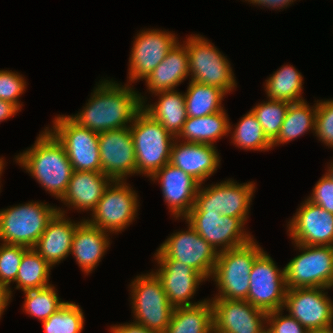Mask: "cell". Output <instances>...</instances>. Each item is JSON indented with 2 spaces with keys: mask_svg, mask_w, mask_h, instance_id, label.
<instances>
[{
  "mask_svg": "<svg viewBox=\"0 0 333 333\" xmlns=\"http://www.w3.org/2000/svg\"><path fill=\"white\" fill-rule=\"evenodd\" d=\"M21 110L14 104L0 99V124L16 116Z\"/></svg>",
  "mask_w": 333,
  "mask_h": 333,
  "instance_id": "obj_45",
  "label": "cell"
},
{
  "mask_svg": "<svg viewBox=\"0 0 333 333\" xmlns=\"http://www.w3.org/2000/svg\"><path fill=\"white\" fill-rule=\"evenodd\" d=\"M153 260L157 268L152 271L160 279L167 299L173 307L192 306L206 299L192 301L199 285L207 280L191 266L174 259Z\"/></svg>",
  "mask_w": 333,
  "mask_h": 333,
  "instance_id": "obj_20",
  "label": "cell"
},
{
  "mask_svg": "<svg viewBox=\"0 0 333 333\" xmlns=\"http://www.w3.org/2000/svg\"><path fill=\"white\" fill-rule=\"evenodd\" d=\"M57 292L53 284L40 289L23 291L25 297L22 311L38 319L39 322L45 321L65 303Z\"/></svg>",
  "mask_w": 333,
  "mask_h": 333,
  "instance_id": "obj_35",
  "label": "cell"
},
{
  "mask_svg": "<svg viewBox=\"0 0 333 333\" xmlns=\"http://www.w3.org/2000/svg\"><path fill=\"white\" fill-rule=\"evenodd\" d=\"M6 160H5V158L2 156V157H0V190L2 191V189H1V176L3 175L2 173L4 172V169H5V167H6ZM1 191H0V193H1Z\"/></svg>",
  "mask_w": 333,
  "mask_h": 333,
  "instance_id": "obj_49",
  "label": "cell"
},
{
  "mask_svg": "<svg viewBox=\"0 0 333 333\" xmlns=\"http://www.w3.org/2000/svg\"><path fill=\"white\" fill-rule=\"evenodd\" d=\"M256 185L254 181L239 183L233 178L215 184H200L189 212H218L229 217L249 218Z\"/></svg>",
  "mask_w": 333,
  "mask_h": 333,
  "instance_id": "obj_9",
  "label": "cell"
},
{
  "mask_svg": "<svg viewBox=\"0 0 333 333\" xmlns=\"http://www.w3.org/2000/svg\"><path fill=\"white\" fill-rule=\"evenodd\" d=\"M295 1L296 0H244L243 2H248L252 4L253 7L259 6L261 9L268 8L269 10H279L280 12L281 10L283 11V8L286 9L291 6V4H294Z\"/></svg>",
  "mask_w": 333,
  "mask_h": 333,
  "instance_id": "obj_44",
  "label": "cell"
},
{
  "mask_svg": "<svg viewBox=\"0 0 333 333\" xmlns=\"http://www.w3.org/2000/svg\"><path fill=\"white\" fill-rule=\"evenodd\" d=\"M187 224L185 230L174 231L153 254L154 259H174L191 266L207 281L215 268L218 252L193 227Z\"/></svg>",
  "mask_w": 333,
  "mask_h": 333,
  "instance_id": "obj_11",
  "label": "cell"
},
{
  "mask_svg": "<svg viewBox=\"0 0 333 333\" xmlns=\"http://www.w3.org/2000/svg\"><path fill=\"white\" fill-rule=\"evenodd\" d=\"M184 95L187 117H203L225 109L222 103L227 94L218 87L189 80Z\"/></svg>",
  "mask_w": 333,
  "mask_h": 333,
  "instance_id": "obj_32",
  "label": "cell"
},
{
  "mask_svg": "<svg viewBox=\"0 0 333 333\" xmlns=\"http://www.w3.org/2000/svg\"><path fill=\"white\" fill-rule=\"evenodd\" d=\"M112 234L89 224L85 219L77 226L73 238L71 255L80 270L90 275L111 246Z\"/></svg>",
  "mask_w": 333,
  "mask_h": 333,
  "instance_id": "obj_25",
  "label": "cell"
},
{
  "mask_svg": "<svg viewBox=\"0 0 333 333\" xmlns=\"http://www.w3.org/2000/svg\"><path fill=\"white\" fill-rule=\"evenodd\" d=\"M286 225L292 243L333 246V214L306 197Z\"/></svg>",
  "mask_w": 333,
  "mask_h": 333,
  "instance_id": "obj_18",
  "label": "cell"
},
{
  "mask_svg": "<svg viewBox=\"0 0 333 333\" xmlns=\"http://www.w3.org/2000/svg\"><path fill=\"white\" fill-rule=\"evenodd\" d=\"M190 80L223 90L227 95L237 88V81L228 60L214 43L200 34L186 36Z\"/></svg>",
  "mask_w": 333,
  "mask_h": 333,
  "instance_id": "obj_5",
  "label": "cell"
},
{
  "mask_svg": "<svg viewBox=\"0 0 333 333\" xmlns=\"http://www.w3.org/2000/svg\"><path fill=\"white\" fill-rule=\"evenodd\" d=\"M27 79L23 74L12 70H0V99L11 102L16 105L20 110L22 109L23 102L21 96L25 93L27 88Z\"/></svg>",
  "mask_w": 333,
  "mask_h": 333,
  "instance_id": "obj_39",
  "label": "cell"
},
{
  "mask_svg": "<svg viewBox=\"0 0 333 333\" xmlns=\"http://www.w3.org/2000/svg\"><path fill=\"white\" fill-rule=\"evenodd\" d=\"M150 96H157L158 100L153 104L150 101L149 104L147 96L140 94L142 109L176 138L187 119L184 92L176 89L156 92Z\"/></svg>",
  "mask_w": 333,
  "mask_h": 333,
  "instance_id": "obj_27",
  "label": "cell"
},
{
  "mask_svg": "<svg viewBox=\"0 0 333 333\" xmlns=\"http://www.w3.org/2000/svg\"><path fill=\"white\" fill-rule=\"evenodd\" d=\"M310 105L306 100L290 103L277 138L272 142V148L288 144L308 132L315 134V116L317 101Z\"/></svg>",
  "mask_w": 333,
  "mask_h": 333,
  "instance_id": "obj_30",
  "label": "cell"
},
{
  "mask_svg": "<svg viewBox=\"0 0 333 333\" xmlns=\"http://www.w3.org/2000/svg\"><path fill=\"white\" fill-rule=\"evenodd\" d=\"M284 310H276L267 313V332L266 333H308L295 318L286 313Z\"/></svg>",
  "mask_w": 333,
  "mask_h": 333,
  "instance_id": "obj_41",
  "label": "cell"
},
{
  "mask_svg": "<svg viewBox=\"0 0 333 333\" xmlns=\"http://www.w3.org/2000/svg\"><path fill=\"white\" fill-rule=\"evenodd\" d=\"M314 136L327 148L333 149V98L317 99Z\"/></svg>",
  "mask_w": 333,
  "mask_h": 333,
  "instance_id": "obj_40",
  "label": "cell"
},
{
  "mask_svg": "<svg viewBox=\"0 0 333 333\" xmlns=\"http://www.w3.org/2000/svg\"><path fill=\"white\" fill-rule=\"evenodd\" d=\"M221 159L215 145L183 142L175 138L169 163L192 176L200 184H204L214 176L221 165Z\"/></svg>",
  "mask_w": 333,
  "mask_h": 333,
  "instance_id": "obj_22",
  "label": "cell"
},
{
  "mask_svg": "<svg viewBox=\"0 0 333 333\" xmlns=\"http://www.w3.org/2000/svg\"><path fill=\"white\" fill-rule=\"evenodd\" d=\"M306 198L333 214V180L324 173Z\"/></svg>",
  "mask_w": 333,
  "mask_h": 333,
  "instance_id": "obj_42",
  "label": "cell"
},
{
  "mask_svg": "<svg viewBox=\"0 0 333 333\" xmlns=\"http://www.w3.org/2000/svg\"><path fill=\"white\" fill-rule=\"evenodd\" d=\"M136 155V175L151 178L170 162L175 137L141 109L129 126Z\"/></svg>",
  "mask_w": 333,
  "mask_h": 333,
  "instance_id": "obj_4",
  "label": "cell"
},
{
  "mask_svg": "<svg viewBox=\"0 0 333 333\" xmlns=\"http://www.w3.org/2000/svg\"><path fill=\"white\" fill-rule=\"evenodd\" d=\"M175 220L188 222L218 253L255 238L247 230L248 218L229 217L218 212H189L183 219Z\"/></svg>",
  "mask_w": 333,
  "mask_h": 333,
  "instance_id": "obj_14",
  "label": "cell"
},
{
  "mask_svg": "<svg viewBox=\"0 0 333 333\" xmlns=\"http://www.w3.org/2000/svg\"><path fill=\"white\" fill-rule=\"evenodd\" d=\"M182 41L178 40L173 45L165 59L144 80L149 94L176 90L186 79H190L186 39Z\"/></svg>",
  "mask_w": 333,
  "mask_h": 333,
  "instance_id": "obj_26",
  "label": "cell"
},
{
  "mask_svg": "<svg viewBox=\"0 0 333 333\" xmlns=\"http://www.w3.org/2000/svg\"><path fill=\"white\" fill-rule=\"evenodd\" d=\"M216 333H266L267 312L247 300L210 299Z\"/></svg>",
  "mask_w": 333,
  "mask_h": 333,
  "instance_id": "obj_19",
  "label": "cell"
},
{
  "mask_svg": "<svg viewBox=\"0 0 333 333\" xmlns=\"http://www.w3.org/2000/svg\"><path fill=\"white\" fill-rule=\"evenodd\" d=\"M228 116L227 110L223 109L203 117H187L176 138L183 142L216 145L224 136H229Z\"/></svg>",
  "mask_w": 333,
  "mask_h": 333,
  "instance_id": "obj_28",
  "label": "cell"
},
{
  "mask_svg": "<svg viewBox=\"0 0 333 333\" xmlns=\"http://www.w3.org/2000/svg\"><path fill=\"white\" fill-rule=\"evenodd\" d=\"M149 180L161 187L162 196L172 219H183L195 203L200 183L186 172L167 163Z\"/></svg>",
  "mask_w": 333,
  "mask_h": 333,
  "instance_id": "obj_21",
  "label": "cell"
},
{
  "mask_svg": "<svg viewBox=\"0 0 333 333\" xmlns=\"http://www.w3.org/2000/svg\"><path fill=\"white\" fill-rule=\"evenodd\" d=\"M85 321L82 307L76 302L65 301L55 313L41 323L44 333H81Z\"/></svg>",
  "mask_w": 333,
  "mask_h": 333,
  "instance_id": "obj_36",
  "label": "cell"
},
{
  "mask_svg": "<svg viewBox=\"0 0 333 333\" xmlns=\"http://www.w3.org/2000/svg\"><path fill=\"white\" fill-rule=\"evenodd\" d=\"M263 251L253 238L242 246L219 252L210 278L216 284L218 293L209 299L247 300L251 268Z\"/></svg>",
  "mask_w": 333,
  "mask_h": 333,
  "instance_id": "obj_3",
  "label": "cell"
},
{
  "mask_svg": "<svg viewBox=\"0 0 333 333\" xmlns=\"http://www.w3.org/2000/svg\"><path fill=\"white\" fill-rule=\"evenodd\" d=\"M290 102L271 100L256 103L251 111L262 126L267 139L272 143L278 136Z\"/></svg>",
  "mask_w": 333,
  "mask_h": 333,
  "instance_id": "obj_37",
  "label": "cell"
},
{
  "mask_svg": "<svg viewBox=\"0 0 333 333\" xmlns=\"http://www.w3.org/2000/svg\"><path fill=\"white\" fill-rule=\"evenodd\" d=\"M28 249L23 245L0 242V283L9 288L11 297L14 296L11 285L16 281L21 259Z\"/></svg>",
  "mask_w": 333,
  "mask_h": 333,
  "instance_id": "obj_38",
  "label": "cell"
},
{
  "mask_svg": "<svg viewBox=\"0 0 333 333\" xmlns=\"http://www.w3.org/2000/svg\"><path fill=\"white\" fill-rule=\"evenodd\" d=\"M109 333H158L156 331H152L147 329L141 324L132 322H126L121 324H114L109 326Z\"/></svg>",
  "mask_w": 333,
  "mask_h": 333,
  "instance_id": "obj_43",
  "label": "cell"
},
{
  "mask_svg": "<svg viewBox=\"0 0 333 333\" xmlns=\"http://www.w3.org/2000/svg\"><path fill=\"white\" fill-rule=\"evenodd\" d=\"M213 307L207 297L192 306L174 307L170 323L164 333H212Z\"/></svg>",
  "mask_w": 333,
  "mask_h": 333,
  "instance_id": "obj_29",
  "label": "cell"
},
{
  "mask_svg": "<svg viewBox=\"0 0 333 333\" xmlns=\"http://www.w3.org/2000/svg\"><path fill=\"white\" fill-rule=\"evenodd\" d=\"M11 300L13 299L10 295L9 288L6 285L0 283V320L4 314V311H6L8 308Z\"/></svg>",
  "mask_w": 333,
  "mask_h": 333,
  "instance_id": "obj_46",
  "label": "cell"
},
{
  "mask_svg": "<svg viewBox=\"0 0 333 333\" xmlns=\"http://www.w3.org/2000/svg\"><path fill=\"white\" fill-rule=\"evenodd\" d=\"M31 178L56 200L65 194L73 172L62 144L45 127L34 144L13 158Z\"/></svg>",
  "mask_w": 333,
  "mask_h": 333,
  "instance_id": "obj_2",
  "label": "cell"
},
{
  "mask_svg": "<svg viewBox=\"0 0 333 333\" xmlns=\"http://www.w3.org/2000/svg\"><path fill=\"white\" fill-rule=\"evenodd\" d=\"M109 78L101 77L82 109L68 115L80 127L98 134L129 127L142 109L140 94L143 93L137 91L134 85H122Z\"/></svg>",
  "mask_w": 333,
  "mask_h": 333,
  "instance_id": "obj_1",
  "label": "cell"
},
{
  "mask_svg": "<svg viewBox=\"0 0 333 333\" xmlns=\"http://www.w3.org/2000/svg\"><path fill=\"white\" fill-rule=\"evenodd\" d=\"M326 166H327V167H326L325 174H326V176H328L331 180H333V159H332L331 162H329Z\"/></svg>",
  "mask_w": 333,
  "mask_h": 333,
  "instance_id": "obj_48",
  "label": "cell"
},
{
  "mask_svg": "<svg viewBox=\"0 0 333 333\" xmlns=\"http://www.w3.org/2000/svg\"><path fill=\"white\" fill-rule=\"evenodd\" d=\"M79 220L74 221L67 214L57 211L33 247L52 268L70 256L74 232L84 218Z\"/></svg>",
  "mask_w": 333,
  "mask_h": 333,
  "instance_id": "obj_24",
  "label": "cell"
},
{
  "mask_svg": "<svg viewBox=\"0 0 333 333\" xmlns=\"http://www.w3.org/2000/svg\"><path fill=\"white\" fill-rule=\"evenodd\" d=\"M136 192L126 181L113 180L91 212L90 218L84 219L110 234L124 232L138 216L141 204Z\"/></svg>",
  "mask_w": 333,
  "mask_h": 333,
  "instance_id": "obj_8",
  "label": "cell"
},
{
  "mask_svg": "<svg viewBox=\"0 0 333 333\" xmlns=\"http://www.w3.org/2000/svg\"><path fill=\"white\" fill-rule=\"evenodd\" d=\"M234 128L229 122V135L231 145L245 151H271L272 143L265 136L262 126L251 110L242 115Z\"/></svg>",
  "mask_w": 333,
  "mask_h": 333,
  "instance_id": "obj_33",
  "label": "cell"
},
{
  "mask_svg": "<svg viewBox=\"0 0 333 333\" xmlns=\"http://www.w3.org/2000/svg\"><path fill=\"white\" fill-rule=\"evenodd\" d=\"M112 181L102 172L73 170L67 190L60 200L67 209L57 206V211L67 214L74 209L78 213L88 211L91 214Z\"/></svg>",
  "mask_w": 333,
  "mask_h": 333,
  "instance_id": "obj_23",
  "label": "cell"
},
{
  "mask_svg": "<svg viewBox=\"0 0 333 333\" xmlns=\"http://www.w3.org/2000/svg\"><path fill=\"white\" fill-rule=\"evenodd\" d=\"M57 212V205L28 201L0 209V241L33 248Z\"/></svg>",
  "mask_w": 333,
  "mask_h": 333,
  "instance_id": "obj_7",
  "label": "cell"
},
{
  "mask_svg": "<svg viewBox=\"0 0 333 333\" xmlns=\"http://www.w3.org/2000/svg\"><path fill=\"white\" fill-rule=\"evenodd\" d=\"M308 333H333V325L324 328L313 329Z\"/></svg>",
  "mask_w": 333,
  "mask_h": 333,
  "instance_id": "obj_47",
  "label": "cell"
},
{
  "mask_svg": "<svg viewBox=\"0 0 333 333\" xmlns=\"http://www.w3.org/2000/svg\"><path fill=\"white\" fill-rule=\"evenodd\" d=\"M101 172L116 181L136 176V155L130 127L98 134Z\"/></svg>",
  "mask_w": 333,
  "mask_h": 333,
  "instance_id": "obj_17",
  "label": "cell"
},
{
  "mask_svg": "<svg viewBox=\"0 0 333 333\" xmlns=\"http://www.w3.org/2000/svg\"><path fill=\"white\" fill-rule=\"evenodd\" d=\"M53 269L33 248H29L20 262V267L14 282L15 290L27 291L44 288L50 282Z\"/></svg>",
  "mask_w": 333,
  "mask_h": 333,
  "instance_id": "obj_34",
  "label": "cell"
},
{
  "mask_svg": "<svg viewBox=\"0 0 333 333\" xmlns=\"http://www.w3.org/2000/svg\"><path fill=\"white\" fill-rule=\"evenodd\" d=\"M133 321L149 330L164 333L174 307L169 303L163 285L151 270L138 274L128 286Z\"/></svg>",
  "mask_w": 333,
  "mask_h": 333,
  "instance_id": "obj_6",
  "label": "cell"
},
{
  "mask_svg": "<svg viewBox=\"0 0 333 333\" xmlns=\"http://www.w3.org/2000/svg\"><path fill=\"white\" fill-rule=\"evenodd\" d=\"M267 251L254 261L247 301L265 312L281 310L286 297L285 268H279Z\"/></svg>",
  "mask_w": 333,
  "mask_h": 333,
  "instance_id": "obj_15",
  "label": "cell"
},
{
  "mask_svg": "<svg viewBox=\"0 0 333 333\" xmlns=\"http://www.w3.org/2000/svg\"><path fill=\"white\" fill-rule=\"evenodd\" d=\"M330 288L287 289L282 310L295 318L308 331L333 325V301Z\"/></svg>",
  "mask_w": 333,
  "mask_h": 333,
  "instance_id": "obj_16",
  "label": "cell"
},
{
  "mask_svg": "<svg viewBox=\"0 0 333 333\" xmlns=\"http://www.w3.org/2000/svg\"><path fill=\"white\" fill-rule=\"evenodd\" d=\"M300 253L285 266L287 289L333 288V246L292 243Z\"/></svg>",
  "mask_w": 333,
  "mask_h": 333,
  "instance_id": "obj_10",
  "label": "cell"
},
{
  "mask_svg": "<svg viewBox=\"0 0 333 333\" xmlns=\"http://www.w3.org/2000/svg\"><path fill=\"white\" fill-rule=\"evenodd\" d=\"M46 128L62 144L75 171L101 172L98 133L80 127L68 114H57Z\"/></svg>",
  "mask_w": 333,
  "mask_h": 333,
  "instance_id": "obj_12",
  "label": "cell"
},
{
  "mask_svg": "<svg viewBox=\"0 0 333 333\" xmlns=\"http://www.w3.org/2000/svg\"><path fill=\"white\" fill-rule=\"evenodd\" d=\"M173 31L146 28L137 31L129 56L127 82L134 84L145 80L165 59L168 51L179 40ZM140 80V81H139Z\"/></svg>",
  "mask_w": 333,
  "mask_h": 333,
  "instance_id": "obj_13",
  "label": "cell"
},
{
  "mask_svg": "<svg viewBox=\"0 0 333 333\" xmlns=\"http://www.w3.org/2000/svg\"><path fill=\"white\" fill-rule=\"evenodd\" d=\"M304 76L295 66L284 64L263 82L266 97L290 103L304 101Z\"/></svg>",
  "mask_w": 333,
  "mask_h": 333,
  "instance_id": "obj_31",
  "label": "cell"
}]
</instances>
